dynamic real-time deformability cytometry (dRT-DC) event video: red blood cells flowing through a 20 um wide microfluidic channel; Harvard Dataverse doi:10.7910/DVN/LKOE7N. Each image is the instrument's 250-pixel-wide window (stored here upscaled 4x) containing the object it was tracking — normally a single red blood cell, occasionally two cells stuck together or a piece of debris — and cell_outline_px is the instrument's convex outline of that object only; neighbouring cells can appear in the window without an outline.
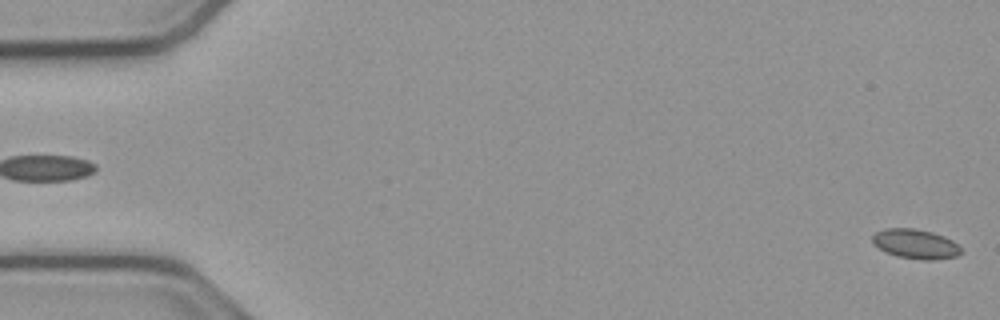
{"species": "common noctule bat (a hibernating species)", "species_latin": "Nyctalus noctula", "temperature_condition": "cold", "stored_images_in_passage": 54, "camera_frame_rate_fps": 3000, "um_per_image_px": 0.085, "animal": {"sex": "male", "body_mass_g": 23.1, "forearm_length_mm": 52.7}, "frame": {"image": 1, "passage_image": 1, "time_ms": 0.0, "image_size_px": [1000, 320], "cell_outline_px": [[960, 252], [956, 256], [932, 260], [924, 260], [896, 256], [872, 244], [872, 236], [876, 232], [884, 228], [912, 228], [932, 232], [944, 236], [952, 240], [960, 248]], "centroid_in_image_um": [77.79, 20.72], "position_along_channel_um": 7.2, "area_um2": 15.09}}
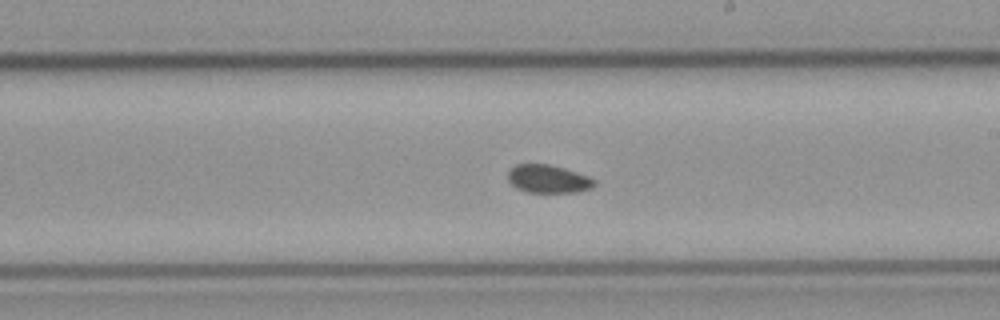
{"frame": {"image": 2, "passage_image": 31, "time_ms": 10.0, "image_size_px": [1000, 320], "cell_outline_px": [[596, 184], [592, 188], [576, 192], [528, 192], [516, 188], [508, 180], [508, 172], [516, 164], [548, 164], [564, 168], [588, 176], [596, 180]], "centroid_in_image_um": [46.61, 15.21], "position_along_channel_um": 242.4, "area_um2": 14.1}}
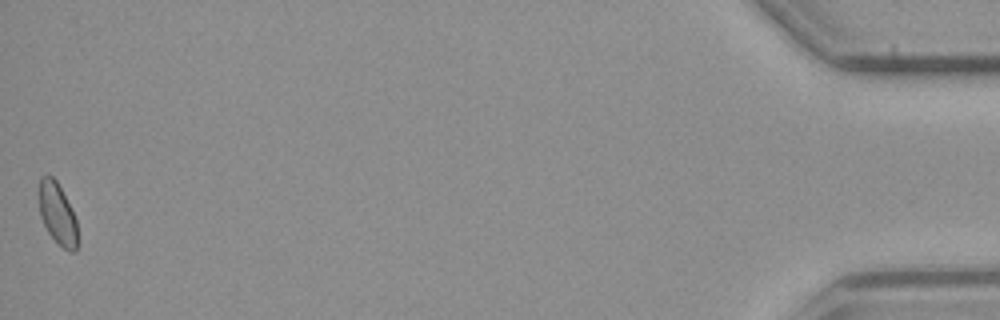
{"frame": {"image": 3, "passage_image": 54, "time_ms": 17.667, "image_size_px": [1000, 320], "cell_outline_px": [[76, 252], [68, 252], [48, 232], [40, 216], [40, 176], [52, 176], [56, 180], [76, 220]], "centroid_in_image_um": [4.87, 18.18], "position_along_channel_um": 430.3, "area_um2": 13.18}, "authors_computed_cell_mechanics": {"area_um2": 14.6234, "velocity_mm_per_s": 3.8165, "shape_relaxation_time_tau1_ms": null, "shape_relaxation_time_tau2_ms": 9.6775, "deformation_change_tau1": null, "deformation_change_tau2": 0.0881}}